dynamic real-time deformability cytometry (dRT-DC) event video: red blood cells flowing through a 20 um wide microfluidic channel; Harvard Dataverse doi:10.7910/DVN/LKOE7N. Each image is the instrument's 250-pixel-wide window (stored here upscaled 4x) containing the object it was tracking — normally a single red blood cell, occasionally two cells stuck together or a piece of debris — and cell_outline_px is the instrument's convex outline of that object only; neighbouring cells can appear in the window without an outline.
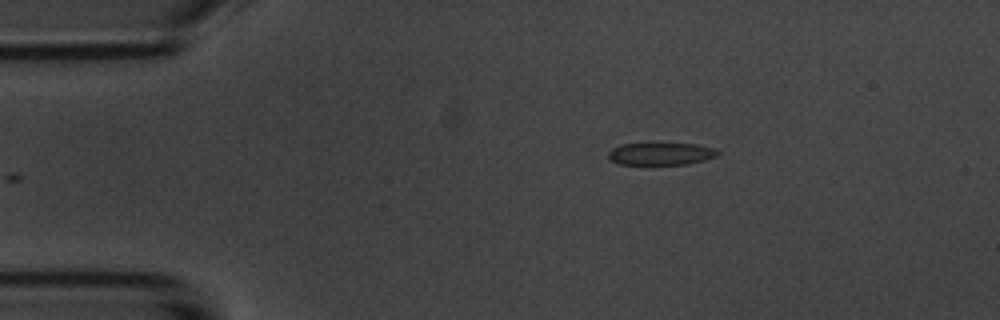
{"species": "common noctule bat (a hibernating species)", "species_latin": "Nyctalus noctula", "temperature_condition": "room temperature", "stored_images_in_passage": 8, "camera_frame_rate_fps": 3000, "um_per_image_px": 0.085, "animal": {"sex": "male", "body_mass_g": 20.1, "forearm_length_mm": 53.5}, "frame": {"image": 1, "passage_image": 1, "time_ms": 0.0, "image_size_px": [1000, 320], "cell_outline_px": [[720, 152], [716, 156], [704, 160], [688, 164], [620, 164], [612, 160], [608, 156], [608, 152], [612, 148], [620, 144], [696, 144], [716, 148]], "centroid_in_image_um": [56.2, 13.07], "position_along_channel_um": 28.8, "area_um2": 14.1}}
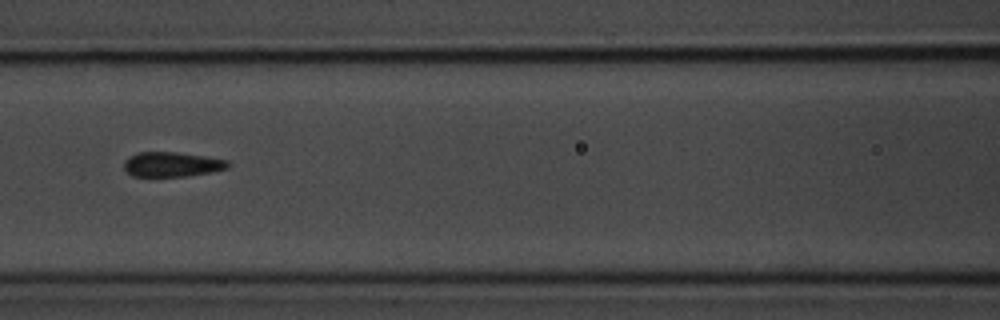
{"frame": {"image": 2, "passage_image": 5, "time_ms": 4.667, "image_size_px": [1000, 320], "cell_outline_px": [[232, 164], [228, 168], [212, 172], [188, 176], [132, 176], [124, 168], [124, 160], [128, 156], [136, 152], [176, 152], [204, 156], [228, 160]], "centroid_in_image_um": [14.62, 13.96], "position_along_channel_um": 152.0, "area_um2": 15.14}}
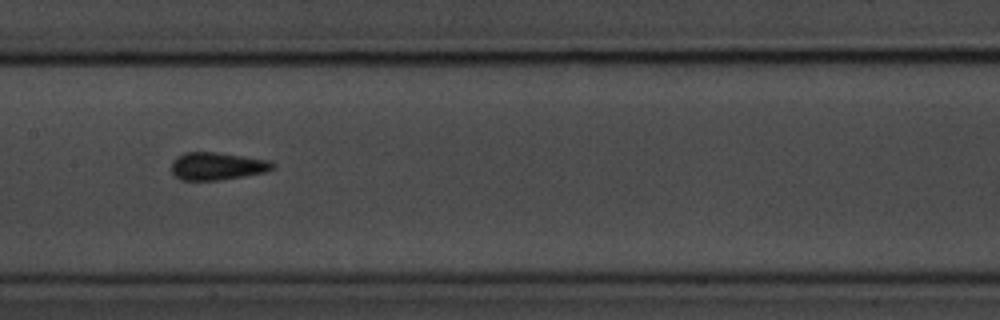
{"frame": {"image": 3, "passage_image": 6, "time_ms": 5.667, "image_size_px": [1000, 320], "cell_outline_px": [[276, 168], [264, 172], [244, 176], [220, 180], [180, 180], [172, 172], [172, 160], [176, 156], [184, 152], [216, 152], [268, 160], [276, 164]], "centroid_in_image_um": [18.45, 14.12], "position_along_channel_um": 189.0, "area_um2": 16.36}}